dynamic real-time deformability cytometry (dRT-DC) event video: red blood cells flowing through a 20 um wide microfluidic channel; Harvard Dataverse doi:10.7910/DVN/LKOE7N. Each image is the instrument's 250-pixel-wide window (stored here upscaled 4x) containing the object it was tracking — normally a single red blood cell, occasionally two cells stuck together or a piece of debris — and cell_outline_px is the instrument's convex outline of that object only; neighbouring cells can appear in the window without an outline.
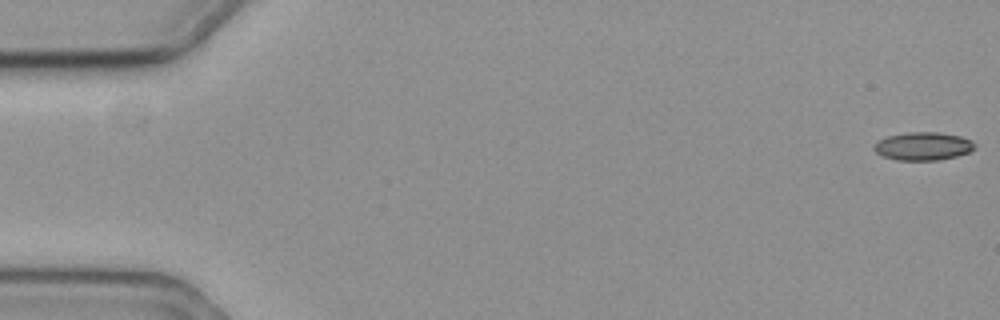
{"species": "common noctule bat (a hibernating species)", "species_latin": "Nyctalus noctula", "temperature_condition": "cold", "stored_images_in_passage": 59, "camera_frame_rate_fps": 3000, "um_per_image_px": 0.085, "animal": {"sex": "female", "body_mass_g": 19.3, "forearm_length_mm": 54.1}, "frame": {"image": 1, "passage_image": 1, "time_ms": 0.0, "image_size_px": [1000, 320], "cell_outline_px": [[976, 148], [968, 152], [956, 156], [940, 160], [896, 160], [880, 156], [872, 148], [880, 140], [888, 136], [908, 132], [940, 132], [960, 136], [972, 140], [976, 144]], "centroid_in_image_um": [78.48, 12.43], "position_along_channel_um": 6.5, "area_um2": 16.59}}
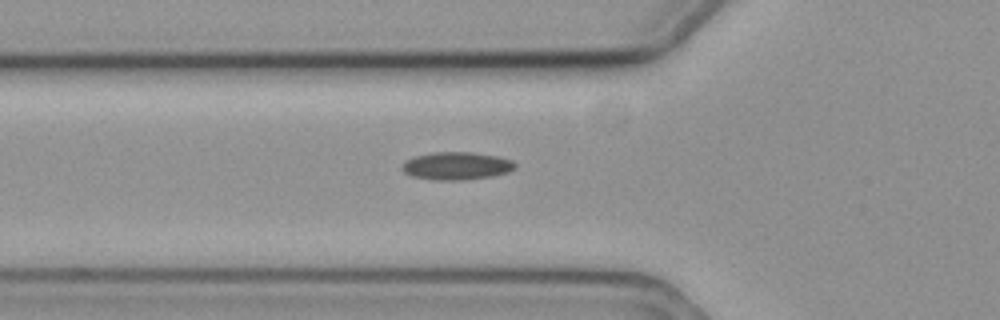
{"frame": {"image": 2, "passage_image": 21, "time_ms": 6.667, "image_size_px": [1000, 320], "cell_outline_px": [[516, 168], [508, 172], [492, 176], [464, 180], [436, 180], [412, 176], [404, 172], [400, 168], [404, 160], [416, 156], [432, 152], [472, 152], [496, 156], [512, 160], [516, 164]], "centroid_in_image_um": [38.79, 14.1], "position_along_channel_um": 87.0, "area_um2": 18.38}}
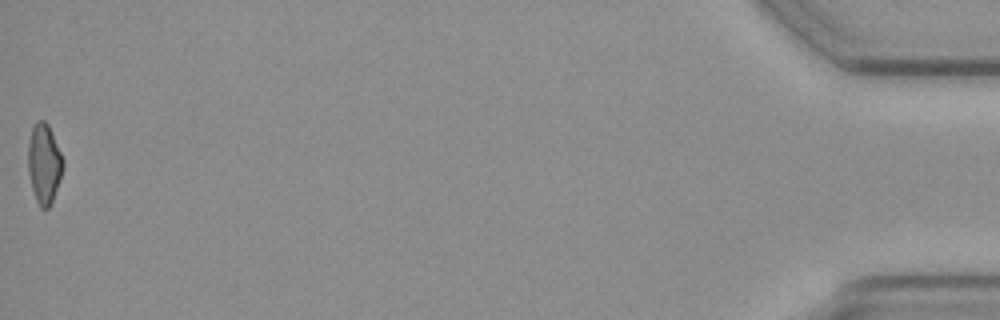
{"frame": {"image": 3, "passage_image": 59, "time_ms": 19.333, "image_size_px": [1000, 320], "cell_outline_px": [[64, 168], [52, 200], [48, 208], [40, 208], [36, 200], [32, 188], [28, 172], [28, 144], [32, 128], [36, 120], [44, 120], [48, 124], [64, 160]], "centroid_in_image_um": [3.75, 13.89], "position_along_channel_um": 431.5, "area_um2": 16.18}, "authors_computed_cell_mechanics": {"area_um2": 16.8198, "velocity_mm_per_s": 3.5636, "shape_relaxation_time_tau1_ms": null, "shape_relaxation_time_tau2_ms": 7.4826, "deformation_change_tau1": null, "deformation_change_tau2": 0.141}}